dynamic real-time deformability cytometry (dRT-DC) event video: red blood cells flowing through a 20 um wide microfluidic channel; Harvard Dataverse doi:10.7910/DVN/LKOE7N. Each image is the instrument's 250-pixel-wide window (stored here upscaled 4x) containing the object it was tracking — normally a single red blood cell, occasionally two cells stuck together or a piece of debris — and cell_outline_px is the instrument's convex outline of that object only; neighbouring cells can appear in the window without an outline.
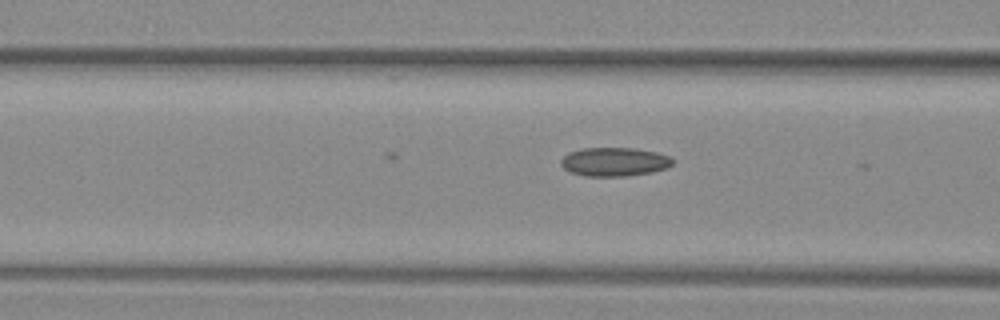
{"species": "common noctule bat (a hibernating species)", "species_latin": "Nyctalus noctula", "temperature_condition": "warm", "stored_images_in_passage": 4, "camera_frame_rate_fps": 3000, "um_per_image_px": 0.085, "animal": {"sex": "female", "body_mass_g": 29.2, "forearm_length_mm": 56.3}, "frame": {"image": 1, "passage_image": 4, "time_ms": 1.0, "image_size_px": [1000, 320], "cell_outline_px": [[672, 164], [668, 168], [652, 172], [624, 176], [584, 176], [572, 172], [564, 168], [560, 164], [560, 160], [568, 152], [584, 148], [632, 148], [656, 152], [668, 156], [672, 160]], "centroid_in_image_um": [52.2, 13.75], "position_along_channel_um": 114.4, "area_um2": 18.61}}